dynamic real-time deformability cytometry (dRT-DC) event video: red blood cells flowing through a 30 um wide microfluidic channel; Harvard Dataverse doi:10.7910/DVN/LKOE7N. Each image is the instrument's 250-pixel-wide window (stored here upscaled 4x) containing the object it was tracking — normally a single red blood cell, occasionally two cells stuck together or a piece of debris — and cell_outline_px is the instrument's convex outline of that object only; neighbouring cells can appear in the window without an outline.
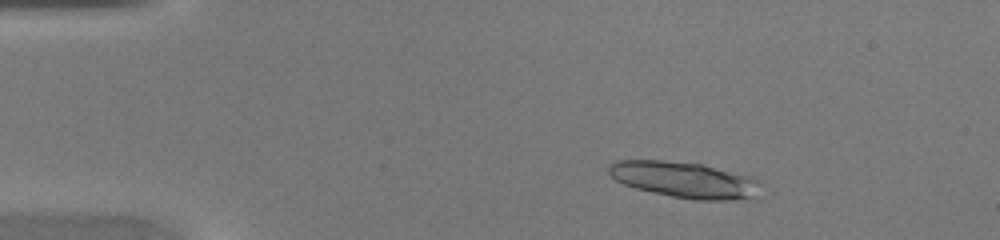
{"species": "common noctule bat (a hibernating species)", "species_latin": "Nyctalus noctula", "temperature_condition": "warm", "stored_images_in_passage": 44, "camera_frame_rate_fps": 3000, "um_per_image_px": 0.085, "animal": {"sex": "female", "body_mass_g": 20.0, "forearm_length_mm": 54.0}, "frame": {"image": 1, "passage_image": 7, "time_ms": 2.0, "image_size_px": [1000, 240], "cell_outline_px": [[756, 180], [752, 196], [732, 200], [692, 200], [652, 192], [636, 188], [624, 184], [616, 180], [608, 172], [608, 164], [616, 160], [664, 160], [700, 164], [752, 176]], "centroid_in_image_um": [58.05, 15.26], "position_along_channel_um": 27.0, "area_um2": 31.27}}
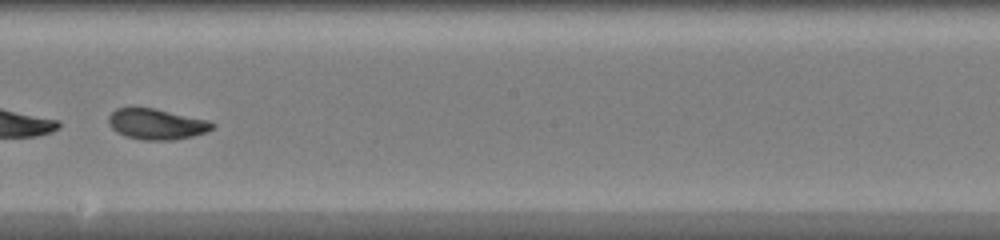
{"frame": {"image": 2, "passage_image": 26, "time_ms": 8.333, "image_size_px": [1000, 240], "cell_outline_px": [[216, 124], [212, 128], [204, 132], [192, 136], [172, 140], [140, 140], [124, 136], [116, 132], [108, 124], [108, 116], [116, 108], [156, 108], [208, 120]], "centroid_in_image_um": [13.27, 10.55], "position_along_channel_um": 234.9, "area_um2": 18.61}}
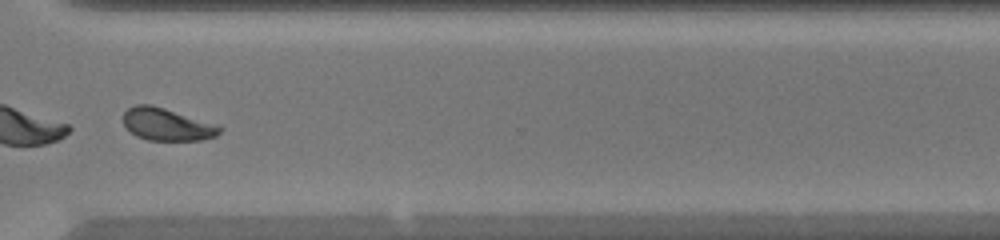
{"frame": {"image": 3, "passage_image": 34, "time_ms": 11.0, "image_size_px": [1000, 240], "cell_outline_px": [[224, 128], [216, 136], [200, 140], [148, 140], [136, 136], [124, 128], [124, 112], [128, 108], [136, 104], [152, 104], [220, 124]], "centroid_in_image_um": [14.22, 10.56], "position_along_channel_um": 356.4, "area_um2": 18.61}}